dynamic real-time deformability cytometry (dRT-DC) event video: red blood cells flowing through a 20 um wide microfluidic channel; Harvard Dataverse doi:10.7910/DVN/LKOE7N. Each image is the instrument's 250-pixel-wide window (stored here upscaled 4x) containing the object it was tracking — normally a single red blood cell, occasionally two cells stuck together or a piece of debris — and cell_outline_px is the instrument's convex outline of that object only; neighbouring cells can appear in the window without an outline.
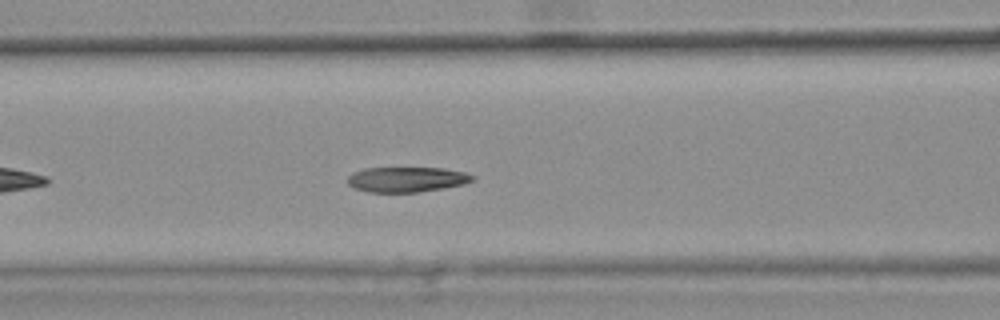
{"species": "common noctule bat (a hibernating species)", "species_latin": "Nyctalus noctula", "temperature_condition": "warm", "stored_images_in_passage": 32, "camera_frame_rate_fps": 3000, "um_per_image_px": 0.085, "animal": {"sex": "female", "body_mass_g": 25.1}, "frame": {"image": 1, "passage_image": 10, "time_ms": 3.0, "image_size_px": [1000, 320], "cell_outline_px": [[476, 176], [472, 180], [464, 184], [444, 188], [420, 192], [368, 192], [352, 188], [348, 184], [348, 176], [352, 172], [364, 168], [444, 168], [464, 172]], "centroid_in_image_um": [34.54, 15.25], "position_along_channel_um": 132.1, "area_um2": 18.44}, "authors_computed_cell_mechanics": {"area_um2": 19.0451, "velocity_mm_per_s": 3.6697, "shape_relaxation_time_tau1_ms": 9.8156, "shape_relaxation_time_tau2_ms": 3.7802, "deformation_change_tau1": 0.2267, "deformation_change_tau2": 0.0541}}